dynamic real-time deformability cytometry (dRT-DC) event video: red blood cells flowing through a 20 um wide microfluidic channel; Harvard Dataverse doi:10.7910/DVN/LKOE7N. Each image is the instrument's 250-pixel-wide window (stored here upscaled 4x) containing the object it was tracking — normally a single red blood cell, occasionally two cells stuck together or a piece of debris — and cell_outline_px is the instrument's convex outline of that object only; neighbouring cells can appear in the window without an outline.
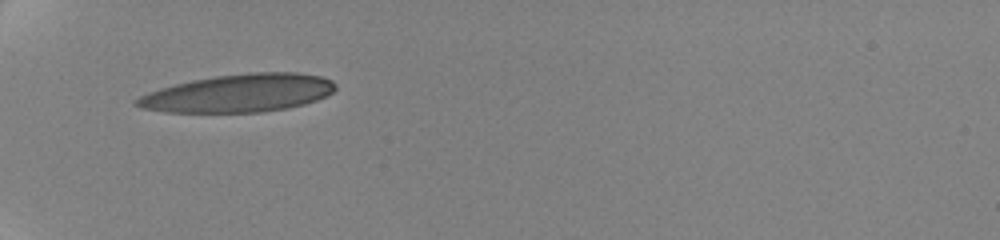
{"species": "human", "species_latin": "Homo sapiens", "temperature_condition": "cold", "stored_images_in_passage": 4, "camera_frame_rate_fps": 3000, "um_per_image_px": 0.085, "donor": {"sex": "female"}, "frame": {"image": 1, "passage_image": 1, "time_ms": 0.0, "image_size_px": [1000, 240], "cell_outline_px": [[336, 88], [332, 92], [316, 100], [304, 104], [288, 108], [260, 112], [164, 112], [140, 108], [132, 104], [132, 100], [148, 92], [160, 88], [192, 80], [216, 76], [248, 72], [296, 72], [320, 76], [332, 80], [336, 84]], "centroid_in_image_um": [20.26, 7.92], "position_along_channel_um": 64.7, "area_um2": 44.04}}
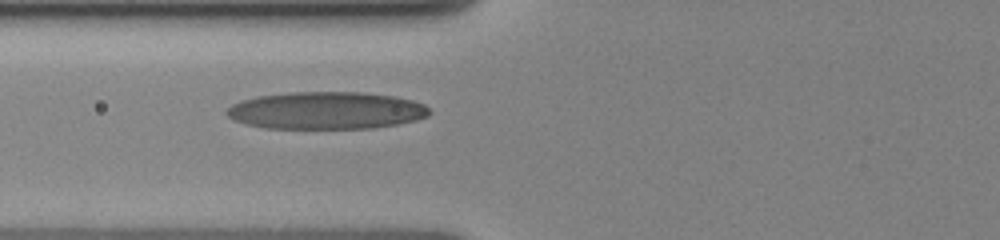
{"frame": {"image": 2, "passage_image": 4, "time_ms": 1.333, "image_size_px": [1000, 240], "cell_outline_px": [[432, 112], [428, 116], [416, 120], [400, 124], [372, 128], [264, 128], [244, 124], [232, 120], [224, 112], [232, 104], [240, 100], [256, 96], [292, 92], [360, 92], [396, 96], [412, 100], [424, 104]], "centroid_in_image_um": [27.72, 9.39], "position_along_channel_um": 98.1, "area_um2": 44.51}}